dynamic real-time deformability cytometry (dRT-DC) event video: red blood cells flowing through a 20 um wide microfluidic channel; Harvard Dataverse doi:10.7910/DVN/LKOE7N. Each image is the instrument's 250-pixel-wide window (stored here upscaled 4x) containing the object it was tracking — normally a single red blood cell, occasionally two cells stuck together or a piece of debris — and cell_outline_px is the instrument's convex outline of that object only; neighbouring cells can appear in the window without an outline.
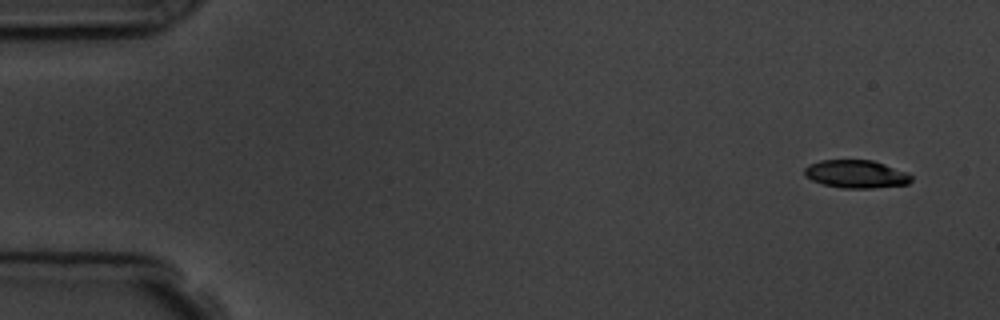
{"species": "common noctule bat (a hibernating species)", "species_latin": "Nyctalus noctula", "temperature_condition": "room temperature", "stored_images_in_passage": 4, "camera_frame_rate_fps": 3000, "um_per_image_px": 0.085, "animal": {"sex": "male", "body_mass_g": 19.5, "forearm_length_mm": 54.6}, "frame": {"image": 1, "passage_image": 1, "time_ms": 0.0, "image_size_px": [1000, 320], "cell_outline_px": [[912, 180], [908, 184], [872, 188], [840, 188], [824, 184], [812, 180], [804, 176], [804, 168], [808, 164], [820, 160], [872, 160], [908, 172], [912, 176]], "centroid_in_image_um": [72.76, 14.79], "position_along_channel_um": 12.2, "area_um2": 17.51}}
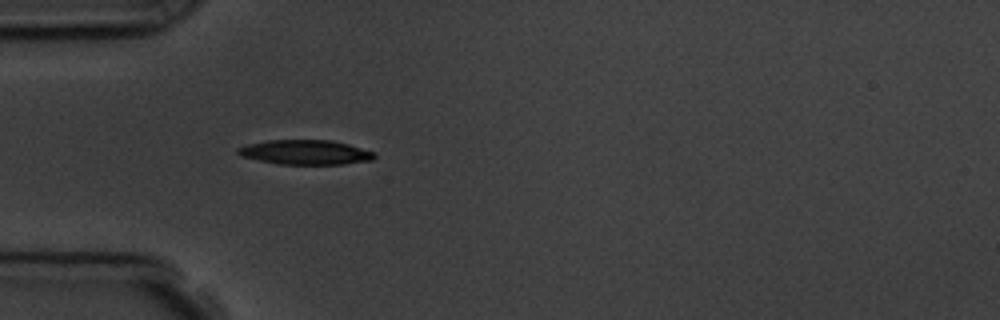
{"frame": {"image": 2, "passage_image": 4, "time_ms": 4.333, "image_size_px": [1000, 320], "cell_outline_px": [[376, 156], [372, 160], [344, 164], [280, 164], [240, 156], [236, 152], [236, 148], [248, 144], [268, 140], [332, 140], [348, 144], [376, 152]], "centroid_in_image_um": [25.97, 12.94], "position_along_channel_um": 59.0, "area_um2": 19.59}}